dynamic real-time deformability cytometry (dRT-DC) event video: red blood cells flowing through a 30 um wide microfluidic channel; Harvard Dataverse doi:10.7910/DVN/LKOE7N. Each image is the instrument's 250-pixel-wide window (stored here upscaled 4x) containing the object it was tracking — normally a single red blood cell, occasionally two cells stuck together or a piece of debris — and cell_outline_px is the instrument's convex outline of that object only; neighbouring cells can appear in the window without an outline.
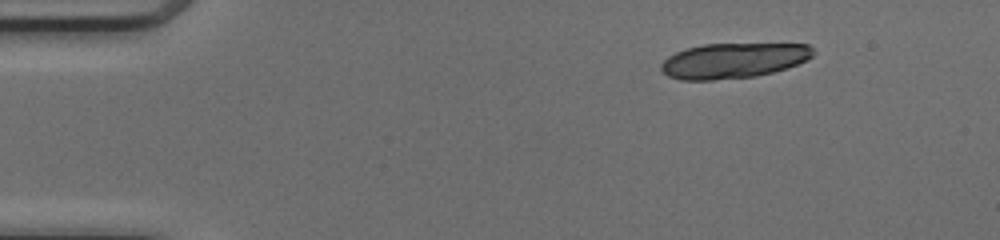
{"species": "common noctule bat (a hibernating species)", "species_latin": "Nyctalus noctula", "temperature_condition": "cold", "stored_images_in_passage": 12, "camera_frame_rate_fps": 3000, "um_per_image_px": 0.085, "animal": {"sex": "female", "body_mass_g": 17.0, "forearm_length_mm": 48.0}, "frame": {"image": 1, "passage_image": 1, "time_ms": 0.0, "image_size_px": [1000, 240], "cell_outline_px": [[816, 52], [808, 60], [772, 72], [756, 76], [712, 80], [680, 80], [668, 76], [660, 68], [660, 64], [668, 56], [676, 52], [688, 48], [704, 44], [808, 44]], "centroid_in_image_um": [62.33, 5.15], "position_along_channel_um": 22.7, "area_um2": 31.1}}